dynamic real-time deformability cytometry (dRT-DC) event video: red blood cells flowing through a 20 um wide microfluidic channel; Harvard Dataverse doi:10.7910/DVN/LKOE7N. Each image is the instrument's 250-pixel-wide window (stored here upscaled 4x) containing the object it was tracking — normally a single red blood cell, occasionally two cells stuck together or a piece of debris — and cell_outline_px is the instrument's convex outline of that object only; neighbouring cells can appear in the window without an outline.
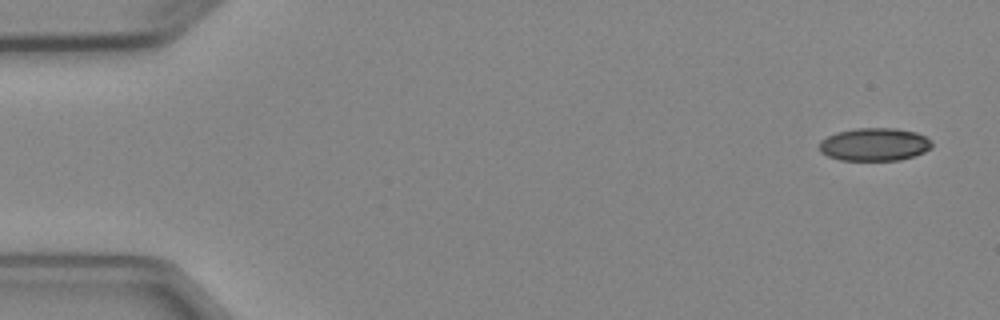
{"species": "Egyptian fruit bat (a non-hibernating species)", "species_latin": "Rousettus aegyptiacus", "temperature_condition": "cold", "stored_images_in_passage": 6, "camera_frame_rate_fps": 3000, "um_per_image_px": 0.085, "animal": {"sex": "female"}, "frame": {"image": 1, "passage_image": 1, "time_ms": 0.0, "image_size_px": [1000, 320], "cell_outline_px": [[932, 148], [924, 152], [900, 160], [840, 160], [828, 156], [820, 152], [820, 140], [836, 132], [856, 128], [896, 128], [916, 132], [924, 136], [932, 144]], "centroid_in_image_um": [74.31, 12.27], "position_along_channel_um": 10.7, "area_um2": 21.56}}